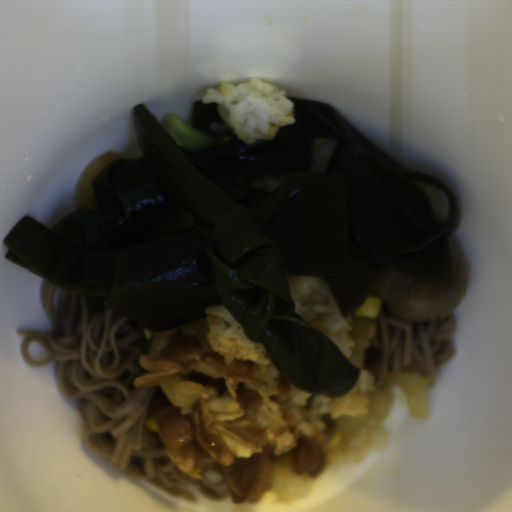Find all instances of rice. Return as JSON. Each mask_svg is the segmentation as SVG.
Instances as JSON below:
<instances>
[{
  "label": "rice",
  "mask_w": 512,
  "mask_h": 512,
  "mask_svg": "<svg viewBox=\"0 0 512 512\" xmlns=\"http://www.w3.org/2000/svg\"><path fill=\"white\" fill-rule=\"evenodd\" d=\"M210 331L208 344L220 354L226 364L235 360H250L258 369L255 381L249 385L261 397V404L252 411L254 422L265 433L273 453L284 455L291 451L295 436L284 422L278 404L270 400L276 391V377L280 373L262 343L247 336L243 326L229 313L224 304L205 308Z\"/></svg>",
  "instance_id": "652b925c"
},
{
  "label": "rice",
  "mask_w": 512,
  "mask_h": 512,
  "mask_svg": "<svg viewBox=\"0 0 512 512\" xmlns=\"http://www.w3.org/2000/svg\"><path fill=\"white\" fill-rule=\"evenodd\" d=\"M289 97L278 84L253 77L235 85L222 82L219 90L208 89L201 101L217 103L233 134L251 145L275 138L282 126L296 121Z\"/></svg>",
  "instance_id": "023b6e5f"
},
{
  "label": "rice",
  "mask_w": 512,
  "mask_h": 512,
  "mask_svg": "<svg viewBox=\"0 0 512 512\" xmlns=\"http://www.w3.org/2000/svg\"><path fill=\"white\" fill-rule=\"evenodd\" d=\"M295 312L311 327L328 337L347 359L354 346L348 333L351 315L344 317L331 290L322 278L286 276Z\"/></svg>",
  "instance_id": "8eca5e8b"
},
{
  "label": "rice",
  "mask_w": 512,
  "mask_h": 512,
  "mask_svg": "<svg viewBox=\"0 0 512 512\" xmlns=\"http://www.w3.org/2000/svg\"><path fill=\"white\" fill-rule=\"evenodd\" d=\"M375 390L377 388L369 370L359 369L355 386L344 397H317L293 385L287 405L299 426L300 435H323L326 431L325 414L336 420L348 415H364L368 410L369 393Z\"/></svg>",
  "instance_id": "acb35da6"
},
{
  "label": "rice",
  "mask_w": 512,
  "mask_h": 512,
  "mask_svg": "<svg viewBox=\"0 0 512 512\" xmlns=\"http://www.w3.org/2000/svg\"><path fill=\"white\" fill-rule=\"evenodd\" d=\"M389 442L390 434L384 426L380 422H372L347 441L341 439L336 448L322 446L325 454L322 469L361 463L371 450H379Z\"/></svg>",
  "instance_id": "b023fe2a"
},
{
  "label": "rice",
  "mask_w": 512,
  "mask_h": 512,
  "mask_svg": "<svg viewBox=\"0 0 512 512\" xmlns=\"http://www.w3.org/2000/svg\"><path fill=\"white\" fill-rule=\"evenodd\" d=\"M312 478L296 474L289 466H275L272 484L268 489L278 504H290L312 492Z\"/></svg>",
  "instance_id": "e3fd555f"
},
{
  "label": "rice",
  "mask_w": 512,
  "mask_h": 512,
  "mask_svg": "<svg viewBox=\"0 0 512 512\" xmlns=\"http://www.w3.org/2000/svg\"><path fill=\"white\" fill-rule=\"evenodd\" d=\"M335 138L313 139L312 142V173H324L336 149Z\"/></svg>",
  "instance_id": "a3056103"
},
{
  "label": "rice",
  "mask_w": 512,
  "mask_h": 512,
  "mask_svg": "<svg viewBox=\"0 0 512 512\" xmlns=\"http://www.w3.org/2000/svg\"><path fill=\"white\" fill-rule=\"evenodd\" d=\"M282 180L276 177L275 175H263L252 182H250L249 186L253 188H258L264 190L269 193H273L280 185Z\"/></svg>",
  "instance_id": "f2f60c81"
}]
</instances>
